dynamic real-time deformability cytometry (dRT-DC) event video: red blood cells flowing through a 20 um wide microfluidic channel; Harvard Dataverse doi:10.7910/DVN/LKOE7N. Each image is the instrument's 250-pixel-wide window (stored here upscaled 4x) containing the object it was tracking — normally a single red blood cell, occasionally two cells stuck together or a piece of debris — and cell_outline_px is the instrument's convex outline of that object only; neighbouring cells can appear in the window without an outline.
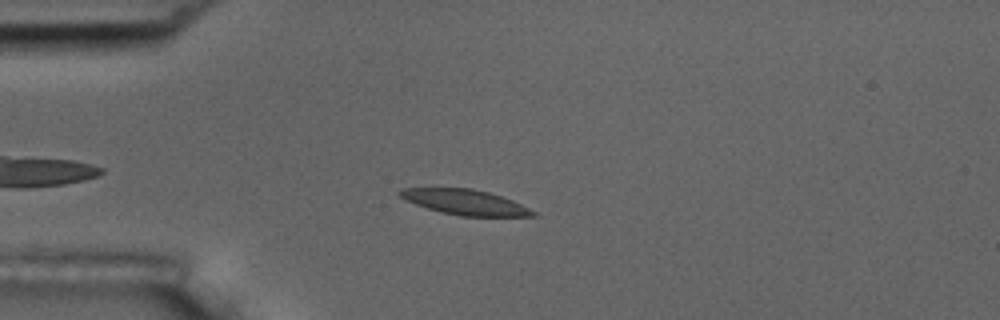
{"species": "common noctule bat (a hibernating species)", "species_latin": "Nyctalus noctula", "temperature_condition": "room temperature", "stored_images_in_passage": 37, "camera_frame_rate_fps": 3000, "um_per_image_px": 0.085, "animal": {"sex": "male", "body_mass_g": 17.5, "forearm_length_mm": 52.3}, "frame": {"image": 1, "passage_image": 8, "time_ms": 2.333, "image_size_px": [1000, 320], "cell_outline_px": [[536, 216], [460, 216], [440, 212], [404, 200], [396, 192], [400, 188], [472, 188], [488, 192], [512, 200], [536, 212]], "centroid_in_image_um": [39.48, 17.18], "position_along_channel_um": 45.5, "area_um2": 19.48}}
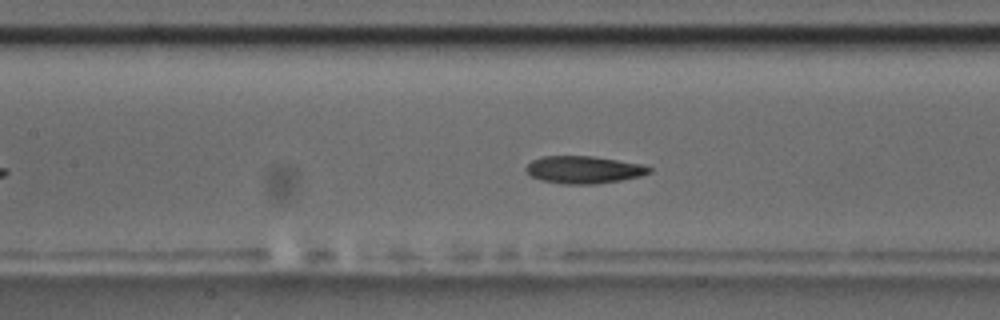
{"frame": {"image": 2, "passage_image": 19, "time_ms": 6.0, "image_size_px": [1000, 320], "cell_outline_px": [[652, 172], [640, 176], [620, 180], [596, 184], [560, 184], [540, 180], [532, 176], [524, 168], [532, 160], [540, 156], [592, 156], [640, 164], [652, 168]], "centroid_in_image_um": [49.59, 14.43], "position_along_channel_um": 157.8, "area_um2": 19.65}}
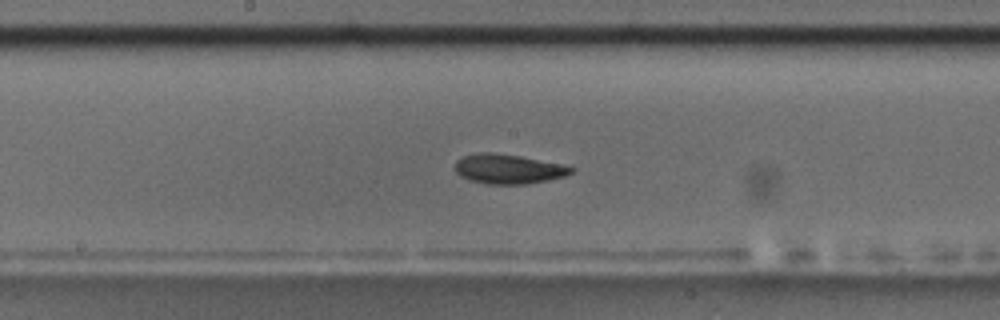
{"frame": {"image": 3, "passage_image": 23, "time_ms": 7.333, "image_size_px": [1000, 320], "cell_outline_px": [[576, 168], [572, 172], [564, 176], [548, 180], [524, 184], [488, 184], [468, 180], [460, 176], [456, 172], [456, 160], [464, 156], [480, 152], [492, 152], [520, 156], [560, 164]], "centroid_in_image_um": [43.18, 14.36], "position_along_channel_um": 205.0, "area_um2": 19.88}, "authors_computed_cell_mechanics": {"area_um2": 19.652, "velocity_mm_per_s": 3.5746, "shape_relaxation_time_tau1_ms": 4.7086, "shape_relaxation_time_tau2_ms": 6.608, "deformation_change_tau1": 0.146, "deformation_change_tau2": 0.1225}}